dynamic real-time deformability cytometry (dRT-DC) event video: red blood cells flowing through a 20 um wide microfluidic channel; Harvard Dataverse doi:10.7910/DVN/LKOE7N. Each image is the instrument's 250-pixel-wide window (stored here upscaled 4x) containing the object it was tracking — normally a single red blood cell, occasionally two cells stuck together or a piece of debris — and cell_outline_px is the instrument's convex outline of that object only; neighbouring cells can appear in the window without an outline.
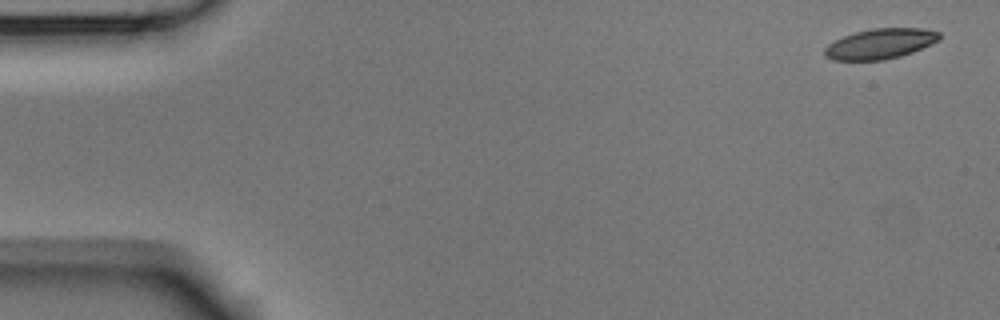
{"species": "Egyptian fruit bat (a non-hibernating species)", "species_latin": "Rousettus aegyptiacus", "temperature_condition": "room temperature", "stored_images_in_passage": 5, "camera_frame_rate_fps": 3000, "um_per_image_px": 0.085, "animal": {"sex": "male"}, "frame": {"image": 1, "passage_image": 1, "time_ms": 0.0, "image_size_px": [1000, 320], "cell_outline_px": [[940, 40], [932, 44], [912, 52], [900, 56], [884, 60], [832, 60], [824, 56], [824, 48], [828, 44], [844, 36], [856, 32], [872, 28], [924, 28], [940, 32]], "centroid_in_image_um": [74.83, 3.72], "position_along_channel_um": 10.2, "area_um2": 20.29}}
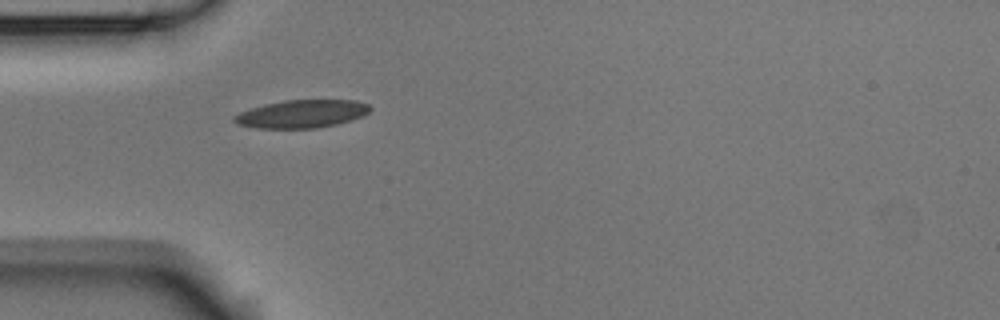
{"frame": {"image": 2, "passage_image": 5, "time_ms": 1.333, "image_size_px": [1000, 320], "cell_outline_px": [[372, 108], [364, 116], [352, 120], [336, 124], [316, 128], [256, 128], [236, 124], [232, 120], [232, 116], [240, 112], [264, 104], [284, 100], [356, 100], [368, 104]], "centroid_in_image_um": [25.64, 9.68], "position_along_channel_um": 59.4, "area_um2": 22.25}}